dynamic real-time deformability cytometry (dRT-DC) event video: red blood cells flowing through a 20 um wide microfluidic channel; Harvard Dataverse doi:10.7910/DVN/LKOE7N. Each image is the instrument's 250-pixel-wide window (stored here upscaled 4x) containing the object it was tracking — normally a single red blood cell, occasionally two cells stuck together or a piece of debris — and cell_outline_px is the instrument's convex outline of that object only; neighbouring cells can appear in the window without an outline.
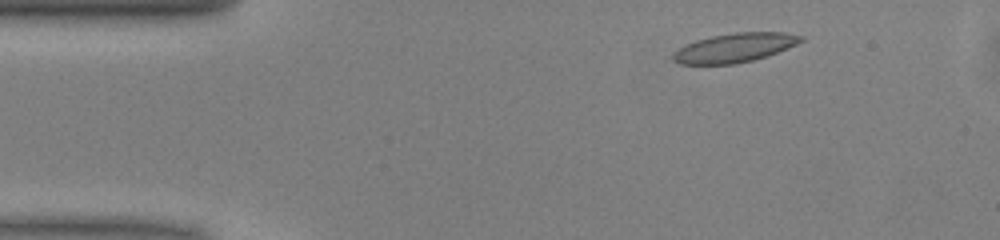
{"species": "common noctule bat (a hibernating species)", "species_latin": "Nyctalus noctula", "temperature_condition": "warm", "stored_images_in_passage": 10, "camera_frame_rate_fps": 3000, "um_per_image_px": 0.085, "animal": {"sex": "male", "body_mass_g": 13.0, "forearm_length_mm": 53.1}, "frame": {"image": 1, "passage_image": 4, "time_ms": 1.0, "image_size_px": [1000, 240], "cell_outline_px": [[804, 40], [788, 48], [768, 56], [736, 64], [680, 64], [672, 60], [668, 56], [672, 52], [696, 40], [712, 36], [736, 32], [784, 32], [804, 36]], "centroid_in_image_um": [62.43, 4.06], "position_along_channel_um": 22.6, "area_um2": 21.79}}